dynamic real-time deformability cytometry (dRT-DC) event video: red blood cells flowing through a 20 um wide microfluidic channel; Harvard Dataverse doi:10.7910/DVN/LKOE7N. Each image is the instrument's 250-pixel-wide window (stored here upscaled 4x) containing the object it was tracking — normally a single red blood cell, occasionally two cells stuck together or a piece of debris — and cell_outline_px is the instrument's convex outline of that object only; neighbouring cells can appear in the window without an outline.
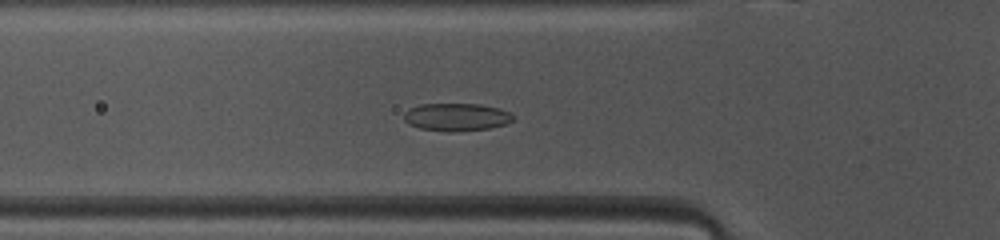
{"species": "common noctule bat (a hibernating species)", "species_latin": "Nyctalus noctula", "temperature_condition": "warm", "stored_images_in_passage": 39, "camera_frame_rate_fps": 3000, "um_per_image_px": 0.085, "animal": {"sex": "female", "body_mass_g": 10.0, "forearm_length_mm": 53.1}, "frame": {"image": 1, "passage_image": 6, "time_ms": 1.667, "image_size_px": [1000, 240], "cell_outline_px": [[516, 116], [512, 120], [504, 124], [488, 128], [456, 132], [448, 132], [420, 128], [408, 124], [404, 120], [404, 112], [408, 108], [420, 104], [480, 104], [500, 108], [512, 112]], "centroid_in_image_um": [38.8, 9.94], "position_along_channel_um": 87.0, "area_um2": 17.86}}
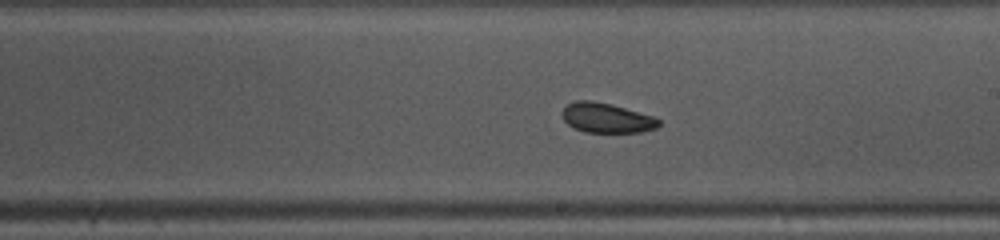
{"frame": {"image": 2, "passage_image": 17, "time_ms": 5.333, "image_size_px": [1000, 240], "cell_outline_px": [[660, 124], [656, 128], [640, 132], [584, 132], [572, 128], [564, 120], [560, 112], [568, 104], [576, 100], [592, 100], [612, 104], [652, 116], [660, 120]], "centroid_in_image_um": [51.52, 10.02], "position_along_channel_um": 237.5, "area_um2": 16.82}}
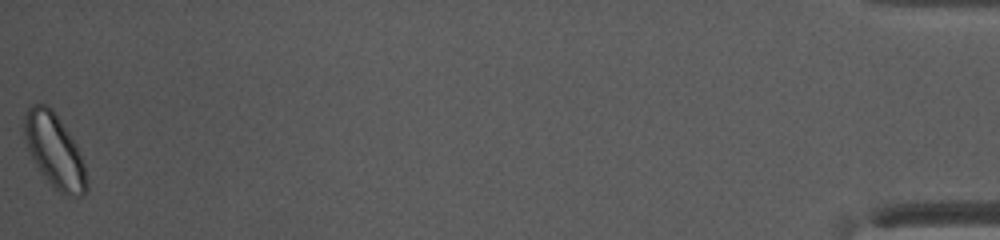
{"frame": {"image": 3, "passage_image": 39, "time_ms": 12.667, "image_size_px": [1000, 240], "cell_outline_px": [[88, 188], [84, 196], [64, 196], [52, 188], [36, 164], [28, 148], [24, 136], [24, 116], [28, 108], [32, 104], [44, 104], [52, 108], [76, 144], [84, 164], [88, 180]], "centroid_in_image_um": [4.66, 12.86], "position_along_channel_um": 430.5, "area_um2": 26.82}, "authors_computed_cell_mechanics": {"area_um2": 17.8024, "velocity_mm_per_s": 4.0832, "shape_relaxation_time_tau1_ms": 4.3893, "shape_relaxation_time_tau2_ms": 6.671, "deformation_change_tau1": 0.074, "deformation_change_tau2": 0.1325}}